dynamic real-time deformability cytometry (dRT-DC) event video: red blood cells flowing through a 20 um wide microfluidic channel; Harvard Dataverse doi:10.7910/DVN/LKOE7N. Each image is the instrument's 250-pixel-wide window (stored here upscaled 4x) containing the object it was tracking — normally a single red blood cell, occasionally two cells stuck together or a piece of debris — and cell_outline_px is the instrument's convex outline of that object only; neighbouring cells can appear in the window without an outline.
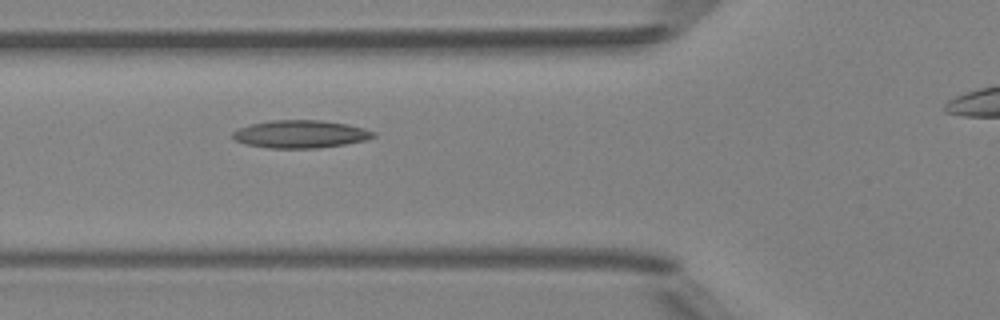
{"species": "Egyptian fruit bat (a non-hibernating species)", "species_latin": "Rousettus aegyptiacus", "temperature_condition": "room temperature", "stored_images_in_passage": 5, "segment_of_instrument_passage": [1, 2], "camera_frame_rate_fps": 3000, "um_per_image_px": 0.085, "animal": {"sex": "female"}, "frame": {"image": 1, "passage_image": 4, "time_ms": 1.0, "image_size_px": [1000, 320], "cell_outline_px": [[376, 136], [364, 140], [344, 144], [316, 148], [268, 148], [244, 144], [236, 140], [232, 136], [232, 132], [240, 128], [252, 124], [272, 120], [320, 120], [348, 124], [364, 128], [376, 132]], "centroid_in_image_um": [25.54, 11.4], "position_along_channel_um": 100.3, "area_um2": 22.66}}